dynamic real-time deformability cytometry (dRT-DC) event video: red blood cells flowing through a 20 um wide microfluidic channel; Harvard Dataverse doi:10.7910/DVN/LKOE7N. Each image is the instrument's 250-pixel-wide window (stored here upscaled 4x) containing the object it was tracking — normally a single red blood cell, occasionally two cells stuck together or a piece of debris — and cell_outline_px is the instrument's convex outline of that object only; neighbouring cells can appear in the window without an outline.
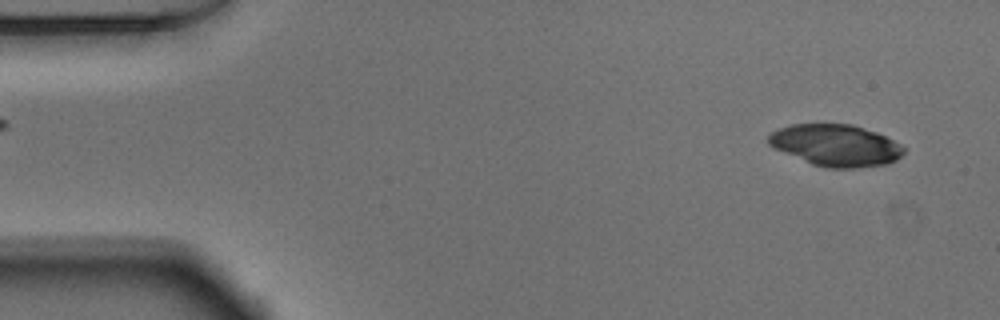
{"species": "Egyptian fruit bat (a non-hibernating species)", "species_latin": "Rousettus aegyptiacus", "temperature_condition": "warm", "stored_images_in_passage": 49, "camera_frame_rate_fps": 3000, "um_per_image_px": 0.085, "animal": {"sex": "male"}, "frame": {"image": 1, "passage_image": 1, "time_ms": 0.0, "image_size_px": [1000, 320], "cell_outline_px": [[904, 152], [896, 160], [888, 164], [856, 168], [828, 168], [812, 164], [772, 148], [768, 144], [768, 136], [772, 132], [780, 128], [792, 124], [852, 124], [876, 132], [900, 144], [904, 148]], "centroid_in_image_um": [71.02, 12.36], "position_along_channel_um": 14.0, "area_um2": 32.83}}
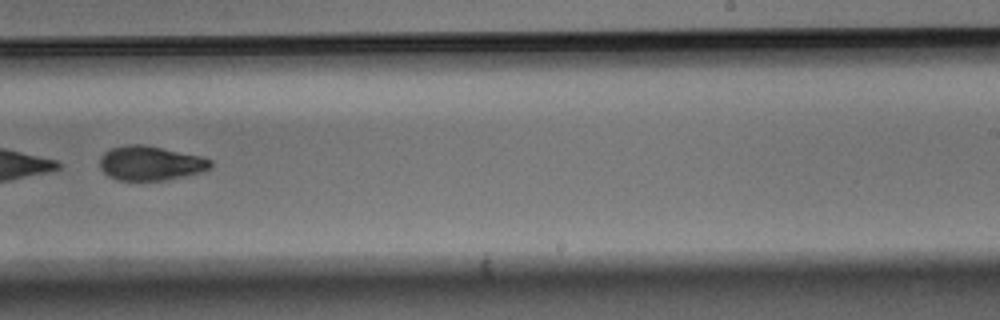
{"frame": {"image": 2, "passage_image": 30, "time_ms": 9.667, "image_size_px": [1000, 320], "cell_outline_px": [[212, 168], [200, 172], [164, 180], [116, 180], [108, 176], [100, 168], [100, 156], [104, 152], [112, 148], [128, 144], [144, 144], [200, 156], [212, 160]], "centroid_in_image_um": [12.77, 13.86], "position_along_channel_um": 276.2, "area_um2": 22.14}}